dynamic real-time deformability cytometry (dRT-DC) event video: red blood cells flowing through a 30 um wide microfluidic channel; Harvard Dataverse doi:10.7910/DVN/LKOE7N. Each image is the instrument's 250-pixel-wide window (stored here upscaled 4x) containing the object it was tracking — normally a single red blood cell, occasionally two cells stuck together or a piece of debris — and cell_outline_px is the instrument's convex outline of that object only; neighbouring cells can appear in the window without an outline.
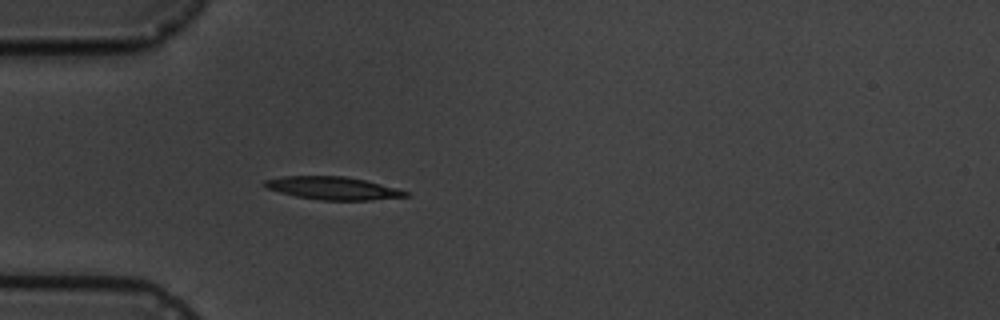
{"species": "common noctule bat (a hibernating species)", "species_latin": "Nyctalus noctula", "temperature_condition": "cold", "stored_images_in_passage": 1, "camera_frame_rate_fps": 3000, "um_per_image_px": 0.085, "animal": {"sex": "male", "body_mass_g": 19.5, "forearm_length_mm": 54.6}, "frame": {"image": 1, "passage_image": 1, "time_ms": 0.0, "image_size_px": [1000, 320], "cell_outline_px": [[408, 196], [372, 200], [320, 200], [296, 196], [280, 192], [268, 188], [264, 184], [264, 180], [280, 176], [344, 176], [364, 180], [396, 188], [408, 192]], "centroid_in_image_um": [28.28, 15.99], "position_along_channel_um": 56.7, "area_um2": 18.55}}